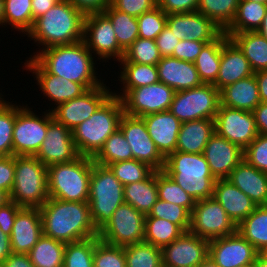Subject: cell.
Instances as JSON below:
<instances>
[{"label":"cell","mask_w":267,"mask_h":267,"mask_svg":"<svg viewBox=\"0 0 267 267\" xmlns=\"http://www.w3.org/2000/svg\"><path fill=\"white\" fill-rule=\"evenodd\" d=\"M258 254L265 260H267V246H264L261 250L258 251Z\"/></svg>","instance_id":"cell-71"},{"label":"cell","mask_w":267,"mask_h":267,"mask_svg":"<svg viewBox=\"0 0 267 267\" xmlns=\"http://www.w3.org/2000/svg\"><path fill=\"white\" fill-rule=\"evenodd\" d=\"M158 198L185 207L192 212L196 200L185 192L171 177L165 172L157 171Z\"/></svg>","instance_id":"cell-45"},{"label":"cell","mask_w":267,"mask_h":267,"mask_svg":"<svg viewBox=\"0 0 267 267\" xmlns=\"http://www.w3.org/2000/svg\"><path fill=\"white\" fill-rule=\"evenodd\" d=\"M198 267H219L209 256Z\"/></svg>","instance_id":"cell-68"},{"label":"cell","mask_w":267,"mask_h":267,"mask_svg":"<svg viewBox=\"0 0 267 267\" xmlns=\"http://www.w3.org/2000/svg\"><path fill=\"white\" fill-rule=\"evenodd\" d=\"M123 71L120 72V82L123 84V93H115L120 99L130 90L137 87L151 85L159 82L156 65L120 62Z\"/></svg>","instance_id":"cell-37"},{"label":"cell","mask_w":267,"mask_h":267,"mask_svg":"<svg viewBox=\"0 0 267 267\" xmlns=\"http://www.w3.org/2000/svg\"><path fill=\"white\" fill-rule=\"evenodd\" d=\"M247 1H253V2H258V3H265V4H267V0H247Z\"/></svg>","instance_id":"cell-72"},{"label":"cell","mask_w":267,"mask_h":267,"mask_svg":"<svg viewBox=\"0 0 267 267\" xmlns=\"http://www.w3.org/2000/svg\"><path fill=\"white\" fill-rule=\"evenodd\" d=\"M88 203L92 221L98 231L111 219L113 212L125 203L124 185L119 182L108 166L99 165L94 160Z\"/></svg>","instance_id":"cell-7"},{"label":"cell","mask_w":267,"mask_h":267,"mask_svg":"<svg viewBox=\"0 0 267 267\" xmlns=\"http://www.w3.org/2000/svg\"><path fill=\"white\" fill-rule=\"evenodd\" d=\"M167 14L158 6L137 17L138 37L155 40L167 24Z\"/></svg>","instance_id":"cell-52"},{"label":"cell","mask_w":267,"mask_h":267,"mask_svg":"<svg viewBox=\"0 0 267 267\" xmlns=\"http://www.w3.org/2000/svg\"><path fill=\"white\" fill-rule=\"evenodd\" d=\"M29 59L24 63L25 70L27 68L36 75L37 85L42 93L49 98V101L55 102V107L79 97L87 91L82 84L45 72L31 57Z\"/></svg>","instance_id":"cell-23"},{"label":"cell","mask_w":267,"mask_h":267,"mask_svg":"<svg viewBox=\"0 0 267 267\" xmlns=\"http://www.w3.org/2000/svg\"><path fill=\"white\" fill-rule=\"evenodd\" d=\"M108 167L124 186L145 180L155 171L148 164L135 159L111 163Z\"/></svg>","instance_id":"cell-48"},{"label":"cell","mask_w":267,"mask_h":267,"mask_svg":"<svg viewBox=\"0 0 267 267\" xmlns=\"http://www.w3.org/2000/svg\"><path fill=\"white\" fill-rule=\"evenodd\" d=\"M158 199L157 171L147 179L124 186L125 203L147 215Z\"/></svg>","instance_id":"cell-33"},{"label":"cell","mask_w":267,"mask_h":267,"mask_svg":"<svg viewBox=\"0 0 267 267\" xmlns=\"http://www.w3.org/2000/svg\"><path fill=\"white\" fill-rule=\"evenodd\" d=\"M156 66L159 81L173 88L175 92L203 85L192 62L173 57H162Z\"/></svg>","instance_id":"cell-26"},{"label":"cell","mask_w":267,"mask_h":267,"mask_svg":"<svg viewBox=\"0 0 267 267\" xmlns=\"http://www.w3.org/2000/svg\"><path fill=\"white\" fill-rule=\"evenodd\" d=\"M162 56L157 48L155 40L137 38L124 52L119 62H131L137 64L157 65Z\"/></svg>","instance_id":"cell-47"},{"label":"cell","mask_w":267,"mask_h":267,"mask_svg":"<svg viewBox=\"0 0 267 267\" xmlns=\"http://www.w3.org/2000/svg\"><path fill=\"white\" fill-rule=\"evenodd\" d=\"M0 100V156H13V129L16 105Z\"/></svg>","instance_id":"cell-49"},{"label":"cell","mask_w":267,"mask_h":267,"mask_svg":"<svg viewBox=\"0 0 267 267\" xmlns=\"http://www.w3.org/2000/svg\"><path fill=\"white\" fill-rule=\"evenodd\" d=\"M85 15L68 0H61L34 20L26 35L43 46L70 45L83 40Z\"/></svg>","instance_id":"cell-3"},{"label":"cell","mask_w":267,"mask_h":267,"mask_svg":"<svg viewBox=\"0 0 267 267\" xmlns=\"http://www.w3.org/2000/svg\"><path fill=\"white\" fill-rule=\"evenodd\" d=\"M175 90L162 82L130 89L122 98L124 113L144 117L149 114L168 111Z\"/></svg>","instance_id":"cell-13"},{"label":"cell","mask_w":267,"mask_h":267,"mask_svg":"<svg viewBox=\"0 0 267 267\" xmlns=\"http://www.w3.org/2000/svg\"><path fill=\"white\" fill-rule=\"evenodd\" d=\"M24 106L16 105L13 129V155L36 156L45 139L49 123L54 119L47 111L42 117Z\"/></svg>","instance_id":"cell-10"},{"label":"cell","mask_w":267,"mask_h":267,"mask_svg":"<svg viewBox=\"0 0 267 267\" xmlns=\"http://www.w3.org/2000/svg\"><path fill=\"white\" fill-rule=\"evenodd\" d=\"M83 41L91 53L98 55V59L109 60L113 57L119 62L124 56L112 22L103 12L85 15Z\"/></svg>","instance_id":"cell-14"},{"label":"cell","mask_w":267,"mask_h":267,"mask_svg":"<svg viewBox=\"0 0 267 267\" xmlns=\"http://www.w3.org/2000/svg\"><path fill=\"white\" fill-rule=\"evenodd\" d=\"M99 237L66 243L63 267H94V246Z\"/></svg>","instance_id":"cell-46"},{"label":"cell","mask_w":267,"mask_h":267,"mask_svg":"<svg viewBox=\"0 0 267 267\" xmlns=\"http://www.w3.org/2000/svg\"><path fill=\"white\" fill-rule=\"evenodd\" d=\"M190 215L191 213L185 207L158 198L152 210L145 217L166 219L178 225L184 232H188L190 228Z\"/></svg>","instance_id":"cell-50"},{"label":"cell","mask_w":267,"mask_h":267,"mask_svg":"<svg viewBox=\"0 0 267 267\" xmlns=\"http://www.w3.org/2000/svg\"><path fill=\"white\" fill-rule=\"evenodd\" d=\"M254 267H267V260L263 259L259 254H257L255 262L253 263Z\"/></svg>","instance_id":"cell-69"},{"label":"cell","mask_w":267,"mask_h":267,"mask_svg":"<svg viewBox=\"0 0 267 267\" xmlns=\"http://www.w3.org/2000/svg\"><path fill=\"white\" fill-rule=\"evenodd\" d=\"M243 267H254L253 264L251 265H246V266H243Z\"/></svg>","instance_id":"cell-73"},{"label":"cell","mask_w":267,"mask_h":267,"mask_svg":"<svg viewBox=\"0 0 267 267\" xmlns=\"http://www.w3.org/2000/svg\"><path fill=\"white\" fill-rule=\"evenodd\" d=\"M267 11V4L240 0L232 23L224 30L225 34L257 31Z\"/></svg>","instance_id":"cell-35"},{"label":"cell","mask_w":267,"mask_h":267,"mask_svg":"<svg viewBox=\"0 0 267 267\" xmlns=\"http://www.w3.org/2000/svg\"><path fill=\"white\" fill-rule=\"evenodd\" d=\"M3 17H4V0H0V25L3 26Z\"/></svg>","instance_id":"cell-70"},{"label":"cell","mask_w":267,"mask_h":267,"mask_svg":"<svg viewBox=\"0 0 267 267\" xmlns=\"http://www.w3.org/2000/svg\"><path fill=\"white\" fill-rule=\"evenodd\" d=\"M203 155L213 177L227 179L232 170L244 159V150L216 132L210 137Z\"/></svg>","instance_id":"cell-22"},{"label":"cell","mask_w":267,"mask_h":267,"mask_svg":"<svg viewBox=\"0 0 267 267\" xmlns=\"http://www.w3.org/2000/svg\"><path fill=\"white\" fill-rule=\"evenodd\" d=\"M215 132V120L197 119L183 122L177 137L176 151L202 154Z\"/></svg>","instance_id":"cell-30"},{"label":"cell","mask_w":267,"mask_h":267,"mask_svg":"<svg viewBox=\"0 0 267 267\" xmlns=\"http://www.w3.org/2000/svg\"><path fill=\"white\" fill-rule=\"evenodd\" d=\"M123 114L121 99L112 94L89 119L72 130L79 154L94 158L107 138L119 128Z\"/></svg>","instance_id":"cell-4"},{"label":"cell","mask_w":267,"mask_h":267,"mask_svg":"<svg viewBox=\"0 0 267 267\" xmlns=\"http://www.w3.org/2000/svg\"><path fill=\"white\" fill-rule=\"evenodd\" d=\"M150 138L155 143L160 154L166 158L176 151L177 137L182 122L169 110L142 117Z\"/></svg>","instance_id":"cell-25"},{"label":"cell","mask_w":267,"mask_h":267,"mask_svg":"<svg viewBox=\"0 0 267 267\" xmlns=\"http://www.w3.org/2000/svg\"><path fill=\"white\" fill-rule=\"evenodd\" d=\"M32 0H4L3 26L9 24L23 34L32 28Z\"/></svg>","instance_id":"cell-42"},{"label":"cell","mask_w":267,"mask_h":267,"mask_svg":"<svg viewBox=\"0 0 267 267\" xmlns=\"http://www.w3.org/2000/svg\"><path fill=\"white\" fill-rule=\"evenodd\" d=\"M155 42L162 57H171L180 40H178L176 35L166 26L157 36Z\"/></svg>","instance_id":"cell-58"},{"label":"cell","mask_w":267,"mask_h":267,"mask_svg":"<svg viewBox=\"0 0 267 267\" xmlns=\"http://www.w3.org/2000/svg\"><path fill=\"white\" fill-rule=\"evenodd\" d=\"M236 231L237 226L214 197L196 201L190 215V233L210 241Z\"/></svg>","instance_id":"cell-11"},{"label":"cell","mask_w":267,"mask_h":267,"mask_svg":"<svg viewBox=\"0 0 267 267\" xmlns=\"http://www.w3.org/2000/svg\"><path fill=\"white\" fill-rule=\"evenodd\" d=\"M106 84L88 89L81 96L52 107L53 118L69 130L89 119L92 114L113 94Z\"/></svg>","instance_id":"cell-15"},{"label":"cell","mask_w":267,"mask_h":267,"mask_svg":"<svg viewBox=\"0 0 267 267\" xmlns=\"http://www.w3.org/2000/svg\"><path fill=\"white\" fill-rule=\"evenodd\" d=\"M12 253L10 235L5 234L0 229V267L1 264L9 257Z\"/></svg>","instance_id":"cell-64"},{"label":"cell","mask_w":267,"mask_h":267,"mask_svg":"<svg viewBox=\"0 0 267 267\" xmlns=\"http://www.w3.org/2000/svg\"><path fill=\"white\" fill-rule=\"evenodd\" d=\"M145 216L133 206L123 203L99 231L98 237L108 244L117 246L144 242Z\"/></svg>","instance_id":"cell-12"},{"label":"cell","mask_w":267,"mask_h":267,"mask_svg":"<svg viewBox=\"0 0 267 267\" xmlns=\"http://www.w3.org/2000/svg\"><path fill=\"white\" fill-rule=\"evenodd\" d=\"M258 251L238 231L209 241V257L219 267H243L255 262Z\"/></svg>","instance_id":"cell-19"},{"label":"cell","mask_w":267,"mask_h":267,"mask_svg":"<svg viewBox=\"0 0 267 267\" xmlns=\"http://www.w3.org/2000/svg\"><path fill=\"white\" fill-rule=\"evenodd\" d=\"M237 231L257 251L267 246V205L255 208L238 226Z\"/></svg>","instance_id":"cell-38"},{"label":"cell","mask_w":267,"mask_h":267,"mask_svg":"<svg viewBox=\"0 0 267 267\" xmlns=\"http://www.w3.org/2000/svg\"><path fill=\"white\" fill-rule=\"evenodd\" d=\"M240 0H199L197 11L223 31L232 23Z\"/></svg>","instance_id":"cell-43"},{"label":"cell","mask_w":267,"mask_h":267,"mask_svg":"<svg viewBox=\"0 0 267 267\" xmlns=\"http://www.w3.org/2000/svg\"><path fill=\"white\" fill-rule=\"evenodd\" d=\"M79 156L72 131L53 119L48 125L45 139L35 157L48 167L73 161Z\"/></svg>","instance_id":"cell-20"},{"label":"cell","mask_w":267,"mask_h":267,"mask_svg":"<svg viewBox=\"0 0 267 267\" xmlns=\"http://www.w3.org/2000/svg\"><path fill=\"white\" fill-rule=\"evenodd\" d=\"M93 158L77 159L47 167L50 198L73 202H88Z\"/></svg>","instance_id":"cell-6"},{"label":"cell","mask_w":267,"mask_h":267,"mask_svg":"<svg viewBox=\"0 0 267 267\" xmlns=\"http://www.w3.org/2000/svg\"><path fill=\"white\" fill-rule=\"evenodd\" d=\"M252 112L258 134L267 135V102H260Z\"/></svg>","instance_id":"cell-61"},{"label":"cell","mask_w":267,"mask_h":267,"mask_svg":"<svg viewBox=\"0 0 267 267\" xmlns=\"http://www.w3.org/2000/svg\"><path fill=\"white\" fill-rule=\"evenodd\" d=\"M126 267H163L161 248L141 242L124 246Z\"/></svg>","instance_id":"cell-44"},{"label":"cell","mask_w":267,"mask_h":267,"mask_svg":"<svg viewBox=\"0 0 267 267\" xmlns=\"http://www.w3.org/2000/svg\"><path fill=\"white\" fill-rule=\"evenodd\" d=\"M1 267H34L28 254L11 253Z\"/></svg>","instance_id":"cell-62"},{"label":"cell","mask_w":267,"mask_h":267,"mask_svg":"<svg viewBox=\"0 0 267 267\" xmlns=\"http://www.w3.org/2000/svg\"><path fill=\"white\" fill-rule=\"evenodd\" d=\"M48 199L47 167L35 156H15L10 200L20 207L40 208Z\"/></svg>","instance_id":"cell-8"},{"label":"cell","mask_w":267,"mask_h":267,"mask_svg":"<svg viewBox=\"0 0 267 267\" xmlns=\"http://www.w3.org/2000/svg\"><path fill=\"white\" fill-rule=\"evenodd\" d=\"M228 39L229 37L223 32L216 40L206 43L201 53L196 58L194 65L203 84H214L217 80L220 69L222 45Z\"/></svg>","instance_id":"cell-34"},{"label":"cell","mask_w":267,"mask_h":267,"mask_svg":"<svg viewBox=\"0 0 267 267\" xmlns=\"http://www.w3.org/2000/svg\"><path fill=\"white\" fill-rule=\"evenodd\" d=\"M84 15L103 12L110 5V0H68Z\"/></svg>","instance_id":"cell-60"},{"label":"cell","mask_w":267,"mask_h":267,"mask_svg":"<svg viewBox=\"0 0 267 267\" xmlns=\"http://www.w3.org/2000/svg\"><path fill=\"white\" fill-rule=\"evenodd\" d=\"M251 198L257 206L267 205V173L248 164L244 159L227 178Z\"/></svg>","instance_id":"cell-29"},{"label":"cell","mask_w":267,"mask_h":267,"mask_svg":"<svg viewBox=\"0 0 267 267\" xmlns=\"http://www.w3.org/2000/svg\"><path fill=\"white\" fill-rule=\"evenodd\" d=\"M214 120L215 132L243 150L258 136L252 111L220 106Z\"/></svg>","instance_id":"cell-17"},{"label":"cell","mask_w":267,"mask_h":267,"mask_svg":"<svg viewBox=\"0 0 267 267\" xmlns=\"http://www.w3.org/2000/svg\"><path fill=\"white\" fill-rule=\"evenodd\" d=\"M61 0H32V15L33 20L44 15L49 9H51L57 2Z\"/></svg>","instance_id":"cell-63"},{"label":"cell","mask_w":267,"mask_h":267,"mask_svg":"<svg viewBox=\"0 0 267 267\" xmlns=\"http://www.w3.org/2000/svg\"><path fill=\"white\" fill-rule=\"evenodd\" d=\"M10 194L7 191L0 189V207L10 202Z\"/></svg>","instance_id":"cell-67"},{"label":"cell","mask_w":267,"mask_h":267,"mask_svg":"<svg viewBox=\"0 0 267 267\" xmlns=\"http://www.w3.org/2000/svg\"><path fill=\"white\" fill-rule=\"evenodd\" d=\"M43 235L39 208L22 207L10 235L12 253L28 254Z\"/></svg>","instance_id":"cell-24"},{"label":"cell","mask_w":267,"mask_h":267,"mask_svg":"<svg viewBox=\"0 0 267 267\" xmlns=\"http://www.w3.org/2000/svg\"><path fill=\"white\" fill-rule=\"evenodd\" d=\"M244 53L254 73L267 70V39L257 31L226 34Z\"/></svg>","instance_id":"cell-32"},{"label":"cell","mask_w":267,"mask_h":267,"mask_svg":"<svg viewBox=\"0 0 267 267\" xmlns=\"http://www.w3.org/2000/svg\"><path fill=\"white\" fill-rule=\"evenodd\" d=\"M15 176V156H0V189L9 194L13 188Z\"/></svg>","instance_id":"cell-56"},{"label":"cell","mask_w":267,"mask_h":267,"mask_svg":"<svg viewBox=\"0 0 267 267\" xmlns=\"http://www.w3.org/2000/svg\"><path fill=\"white\" fill-rule=\"evenodd\" d=\"M244 160L267 173V135L258 136L244 149Z\"/></svg>","instance_id":"cell-53"},{"label":"cell","mask_w":267,"mask_h":267,"mask_svg":"<svg viewBox=\"0 0 267 267\" xmlns=\"http://www.w3.org/2000/svg\"><path fill=\"white\" fill-rule=\"evenodd\" d=\"M84 41L39 50L31 58L50 74L82 84L87 90L104 84L97 78L94 57Z\"/></svg>","instance_id":"cell-2"},{"label":"cell","mask_w":267,"mask_h":267,"mask_svg":"<svg viewBox=\"0 0 267 267\" xmlns=\"http://www.w3.org/2000/svg\"><path fill=\"white\" fill-rule=\"evenodd\" d=\"M183 233L184 231L178 225L166 219L145 217L144 242L146 243L163 248Z\"/></svg>","instance_id":"cell-39"},{"label":"cell","mask_w":267,"mask_h":267,"mask_svg":"<svg viewBox=\"0 0 267 267\" xmlns=\"http://www.w3.org/2000/svg\"><path fill=\"white\" fill-rule=\"evenodd\" d=\"M21 208L14 201L0 207V229L5 234L11 235L16 215Z\"/></svg>","instance_id":"cell-59"},{"label":"cell","mask_w":267,"mask_h":267,"mask_svg":"<svg viewBox=\"0 0 267 267\" xmlns=\"http://www.w3.org/2000/svg\"><path fill=\"white\" fill-rule=\"evenodd\" d=\"M119 128L123 132L131 148L133 159L148 164L155 171L164 168L165 158L158 151L150 138L142 117L123 114Z\"/></svg>","instance_id":"cell-16"},{"label":"cell","mask_w":267,"mask_h":267,"mask_svg":"<svg viewBox=\"0 0 267 267\" xmlns=\"http://www.w3.org/2000/svg\"><path fill=\"white\" fill-rule=\"evenodd\" d=\"M103 13L112 22L119 47L125 52L138 38L137 17L120 12L111 5L107 6Z\"/></svg>","instance_id":"cell-40"},{"label":"cell","mask_w":267,"mask_h":267,"mask_svg":"<svg viewBox=\"0 0 267 267\" xmlns=\"http://www.w3.org/2000/svg\"><path fill=\"white\" fill-rule=\"evenodd\" d=\"M66 243L42 235L28 253L34 267H63Z\"/></svg>","instance_id":"cell-36"},{"label":"cell","mask_w":267,"mask_h":267,"mask_svg":"<svg viewBox=\"0 0 267 267\" xmlns=\"http://www.w3.org/2000/svg\"><path fill=\"white\" fill-rule=\"evenodd\" d=\"M163 267H198L209 255V241L184 232L161 248Z\"/></svg>","instance_id":"cell-18"},{"label":"cell","mask_w":267,"mask_h":267,"mask_svg":"<svg viewBox=\"0 0 267 267\" xmlns=\"http://www.w3.org/2000/svg\"><path fill=\"white\" fill-rule=\"evenodd\" d=\"M43 235L64 243L97 237L88 202L50 198L39 208Z\"/></svg>","instance_id":"cell-1"},{"label":"cell","mask_w":267,"mask_h":267,"mask_svg":"<svg viewBox=\"0 0 267 267\" xmlns=\"http://www.w3.org/2000/svg\"><path fill=\"white\" fill-rule=\"evenodd\" d=\"M206 42L180 40L171 57L194 63Z\"/></svg>","instance_id":"cell-55"},{"label":"cell","mask_w":267,"mask_h":267,"mask_svg":"<svg viewBox=\"0 0 267 267\" xmlns=\"http://www.w3.org/2000/svg\"><path fill=\"white\" fill-rule=\"evenodd\" d=\"M220 99V106L253 111L261 102L255 75L224 87L220 91Z\"/></svg>","instance_id":"cell-31"},{"label":"cell","mask_w":267,"mask_h":267,"mask_svg":"<svg viewBox=\"0 0 267 267\" xmlns=\"http://www.w3.org/2000/svg\"><path fill=\"white\" fill-rule=\"evenodd\" d=\"M221 105L220 91L213 84L175 92L169 111L182 123L214 120Z\"/></svg>","instance_id":"cell-9"},{"label":"cell","mask_w":267,"mask_h":267,"mask_svg":"<svg viewBox=\"0 0 267 267\" xmlns=\"http://www.w3.org/2000/svg\"><path fill=\"white\" fill-rule=\"evenodd\" d=\"M110 5L123 13L139 17L157 6V0H110Z\"/></svg>","instance_id":"cell-54"},{"label":"cell","mask_w":267,"mask_h":267,"mask_svg":"<svg viewBox=\"0 0 267 267\" xmlns=\"http://www.w3.org/2000/svg\"><path fill=\"white\" fill-rule=\"evenodd\" d=\"M253 74L254 72L244 53L229 38L222 45L219 74L213 85L221 91L224 87Z\"/></svg>","instance_id":"cell-28"},{"label":"cell","mask_w":267,"mask_h":267,"mask_svg":"<svg viewBox=\"0 0 267 267\" xmlns=\"http://www.w3.org/2000/svg\"><path fill=\"white\" fill-rule=\"evenodd\" d=\"M257 32L267 39V11Z\"/></svg>","instance_id":"cell-66"},{"label":"cell","mask_w":267,"mask_h":267,"mask_svg":"<svg viewBox=\"0 0 267 267\" xmlns=\"http://www.w3.org/2000/svg\"><path fill=\"white\" fill-rule=\"evenodd\" d=\"M213 197L224 208L236 226L257 207V204L251 198L228 179H217L215 181Z\"/></svg>","instance_id":"cell-27"},{"label":"cell","mask_w":267,"mask_h":267,"mask_svg":"<svg viewBox=\"0 0 267 267\" xmlns=\"http://www.w3.org/2000/svg\"><path fill=\"white\" fill-rule=\"evenodd\" d=\"M199 0H157V6L167 15L197 11Z\"/></svg>","instance_id":"cell-57"},{"label":"cell","mask_w":267,"mask_h":267,"mask_svg":"<svg viewBox=\"0 0 267 267\" xmlns=\"http://www.w3.org/2000/svg\"><path fill=\"white\" fill-rule=\"evenodd\" d=\"M94 267H126L124 246L97 241L93 252Z\"/></svg>","instance_id":"cell-51"},{"label":"cell","mask_w":267,"mask_h":267,"mask_svg":"<svg viewBox=\"0 0 267 267\" xmlns=\"http://www.w3.org/2000/svg\"><path fill=\"white\" fill-rule=\"evenodd\" d=\"M166 26L178 40L206 43L216 40L224 32L213 20L198 11L169 14Z\"/></svg>","instance_id":"cell-21"},{"label":"cell","mask_w":267,"mask_h":267,"mask_svg":"<svg viewBox=\"0 0 267 267\" xmlns=\"http://www.w3.org/2000/svg\"><path fill=\"white\" fill-rule=\"evenodd\" d=\"M261 102H267V70L254 73Z\"/></svg>","instance_id":"cell-65"},{"label":"cell","mask_w":267,"mask_h":267,"mask_svg":"<svg viewBox=\"0 0 267 267\" xmlns=\"http://www.w3.org/2000/svg\"><path fill=\"white\" fill-rule=\"evenodd\" d=\"M132 159L133 154L131 148L120 128L107 138L102 149L93 158L95 163L102 166Z\"/></svg>","instance_id":"cell-41"},{"label":"cell","mask_w":267,"mask_h":267,"mask_svg":"<svg viewBox=\"0 0 267 267\" xmlns=\"http://www.w3.org/2000/svg\"><path fill=\"white\" fill-rule=\"evenodd\" d=\"M162 171L196 201L213 197L216 179L203 153L175 151L165 158Z\"/></svg>","instance_id":"cell-5"}]
</instances>
